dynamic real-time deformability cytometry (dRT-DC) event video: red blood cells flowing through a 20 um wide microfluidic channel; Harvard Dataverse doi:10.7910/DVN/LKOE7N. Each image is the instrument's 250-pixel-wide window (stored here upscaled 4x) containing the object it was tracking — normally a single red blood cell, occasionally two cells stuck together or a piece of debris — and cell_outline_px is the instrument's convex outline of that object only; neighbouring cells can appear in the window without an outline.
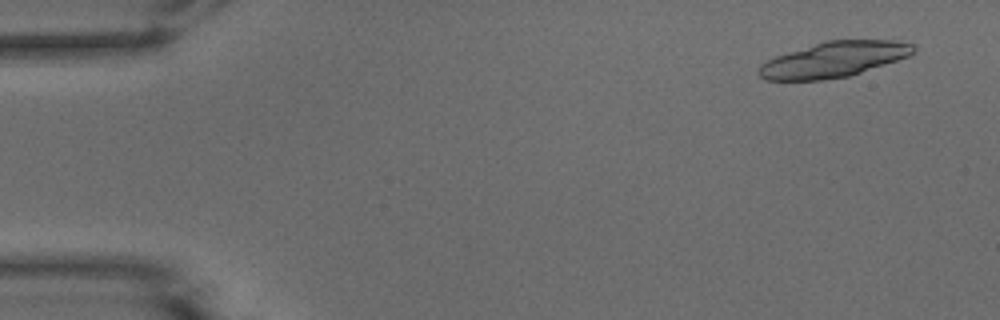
{"species": "common noctule bat (a hibernating species)", "species_latin": "Nyctalus noctula", "temperature_condition": "warm", "stored_images_in_passage": 18, "camera_frame_rate_fps": 3000, "um_per_image_px": 0.085, "animal": {"sex": "male", "body_mass_g": 15.6}, "frame": {"image": 1, "passage_image": 3, "time_ms": 0.667, "image_size_px": [1000, 320], "cell_outline_px": [[916, 52], [908, 56], [848, 76], [824, 80], [764, 80], [756, 72], [760, 64], [776, 56], [824, 40], [896, 40], [916, 44]], "centroid_in_image_um": [70.86, 5.05], "position_along_channel_um": 14.1, "area_um2": 31.91}}